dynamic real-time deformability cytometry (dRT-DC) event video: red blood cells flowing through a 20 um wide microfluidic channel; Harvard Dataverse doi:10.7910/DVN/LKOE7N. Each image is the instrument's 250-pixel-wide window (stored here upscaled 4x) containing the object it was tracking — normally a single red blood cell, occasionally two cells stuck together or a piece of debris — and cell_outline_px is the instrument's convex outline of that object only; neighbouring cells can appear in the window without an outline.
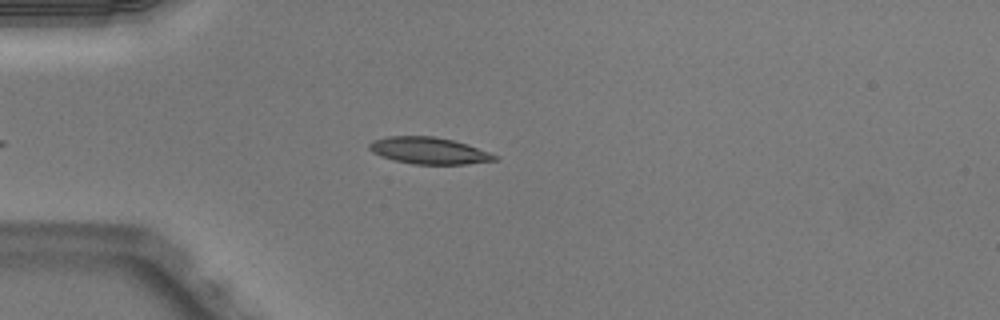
{"species": "Egyptian fruit bat (a non-hibernating species)", "species_latin": "Rousettus aegyptiacus", "temperature_condition": "warm", "stored_images_in_passage": 36, "camera_frame_rate_fps": 3000, "um_per_image_px": 0.085, "animal": {"sex": "male"}, "frame": {"image": 1, "passage_image": 3, "time_ms": 0.667, "image_size_px": [1000, 320], "cell_outline_px": [[500, 160], [468, 164], [416, 164], [396, 160], [380, 156], [372, 152], [368, 148], [368, 144], [372, 140], [388, 136], [436, 136], [468, 144], [500, 156]], "centroid_in_image_um": [36.5, 12.8], "position_along_channel_um": 48.5, "area_um2": 19.71}}
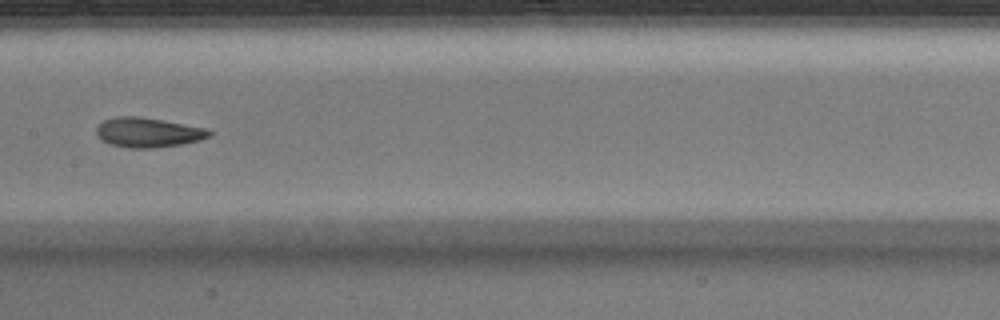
{"frame": {"image": 2, "passage_image": 15, "time_ms": 4.667, "image_size_px": [1000, 320], "cell_outline_px": [[212, 136], [200, 140], [180, 144], [156, 148], [128, 148], [108, 144], [96, 132], [96, 128], [104, 120], [116, 116], [136, 116], [160, 120], [204, 128], [212, 132]], "centroid_in_image_um": [12.57, 11.27], "position_along_channel_um": 194.8, "area_um2": 19.25}}
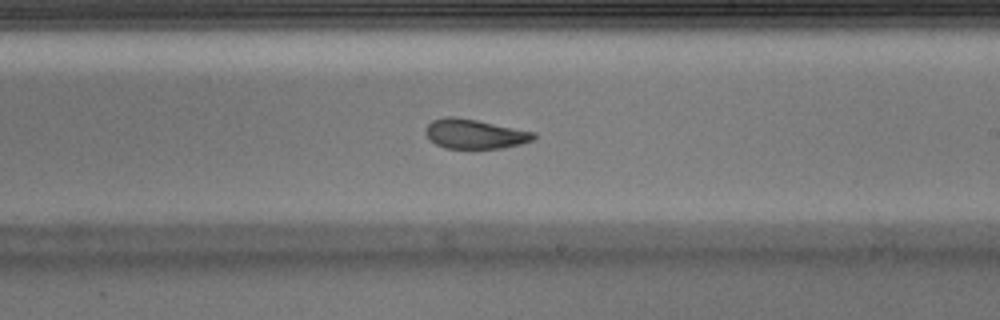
{"frame": {"image": 3, "passage_image": 19, "time_ms": 6.0, "image_size_px": [1000, 320], "cell_outline_px": [[536, 136], [532, 140], [520, 144], [500, 148], [444, 148], [436, 144], [424, 132], [428, 124], [432, 120], [444, 116], [456, 116], [536, 132]], "centroid_in_image_um": [40.34, 11.37], "position_along_channel_um": 248.7, "area_um2": 18.5}, "authors_computed_cell_mechanics": {"area_um2": 19.5075, "velocity_mm_per_s": 4.0511, "shape_relaxation_time_tau1_ms": 3.2956, "shape_relaxation_time_tau2_ms": 1.3231, "deformation_change_tau1": 0.1516, "deformation_change_tau2": 0.084}}